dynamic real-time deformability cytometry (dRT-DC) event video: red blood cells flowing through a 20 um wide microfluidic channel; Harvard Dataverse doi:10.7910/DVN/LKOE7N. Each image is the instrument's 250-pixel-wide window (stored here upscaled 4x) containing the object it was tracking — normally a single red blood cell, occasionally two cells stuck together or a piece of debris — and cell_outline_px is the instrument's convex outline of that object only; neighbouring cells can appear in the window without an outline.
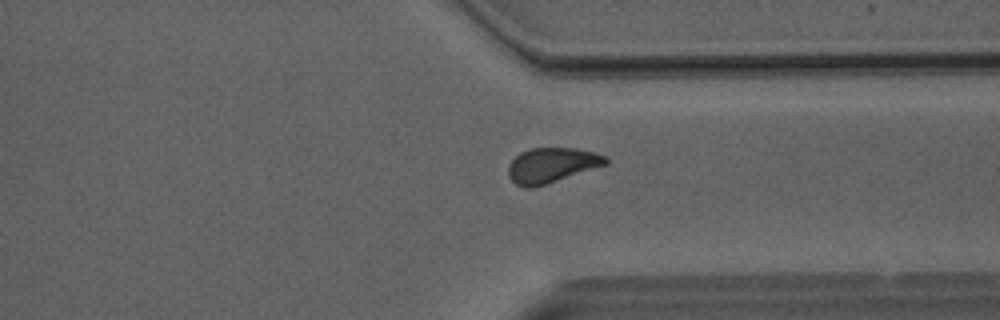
{"species": "Egyptian fruit bat (a non-hibernating species)", "species_latin": "Rousettus aegyptiacus", "temperature_condition": "room temperature", "stored_images_in_passage": 51, "camera_frame_rate_fps": 3000, "um_per_image_px": 0.085, "animal": {"sex": "male"}, "frame": {"image": 1, "passage_image": 39, "time_ms": 12.667, "image_size_px": [1000, 320], "cell_outline_px": [[608, 164], [532, 188], [528, 188], [516, 184], [508, 176], [508, 164], [520, 152], [532, 148], [576, 148], [608, 156]], "centroid_in_image_um": [46.89, 14.03], "position_along_channel_um": 364.5, "area_um2": 19.71}}
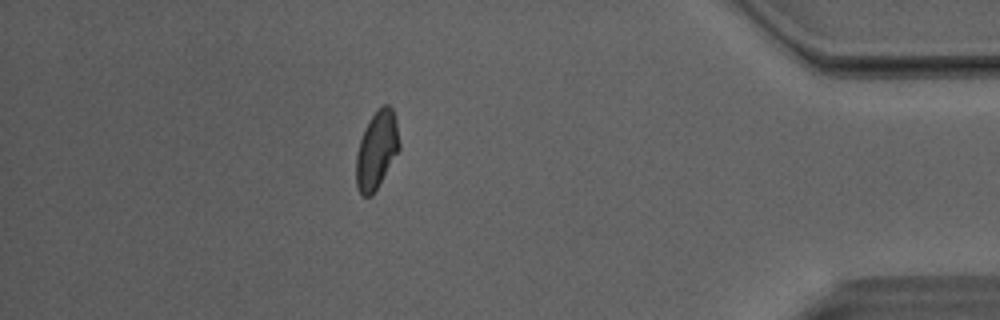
{"frame": {"image": 2, "passage_image": 45, "time_ms": 14.667, "image_size_px": [1000, 320], "cell_outline_px": [[400, 148], [372, 196], [364, 196], [360, 192], [356, 184], [356, 156], [360, 140], [364, 128], [368, 120], [380, 104], [388, 104], [392, 108], [396, 116], [400, 144]], "centroid_in_image_um": [32.02, 12.68], "position_along_channel_um": 403.2, "area_um2": 19.65}, "authors_computed_cell_mechanics": {"area_um2": 20.23, "velocity_mm_per_s": 4.0781, "shape_relaxation_time_tau1_ms": 11.2649, "shape_relaxation_time_tau2_ms": 1.8896, "deformation_change_tau1": 0.1969, "deformation_change_tau2": 0.0741}}